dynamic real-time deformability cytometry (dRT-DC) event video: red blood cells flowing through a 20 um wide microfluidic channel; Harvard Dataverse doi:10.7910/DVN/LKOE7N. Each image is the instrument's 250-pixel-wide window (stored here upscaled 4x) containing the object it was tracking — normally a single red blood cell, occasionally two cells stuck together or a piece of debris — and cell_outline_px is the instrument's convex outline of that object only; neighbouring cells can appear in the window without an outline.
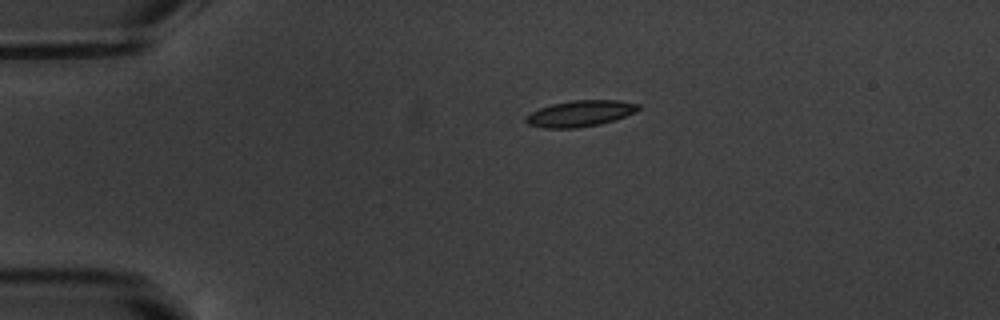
{"species": "common noctule bat (a hibernating species)", "species_latin": "Nyctalus noctula", "temperature_condition": "warm", "stored_images_in_passage": 2, "camera_frame_rate_fps": 3000, "um_per_image_px": 0.085, "animal": {"sex": "male", "body_mass_g": 20.1, "forearm_length_mm": 53.5}, "frame": {"image": 1, "passage_image": 1, "time_ms": 0.0, "image_size_px": [1000, 320], "cell_outline_px": [[644, 108], [636, 112], [600, 124], [576, 128], [544, 128], [528, 124], [524, 120], [524, 116], [540, 108], [552, 104], [572, 100], [620, 100], [640, 104]], "centroid_in_image_um": [49.34, 9.64], "position_along_channel_um": 35.7, "area_um2": 17.22}}